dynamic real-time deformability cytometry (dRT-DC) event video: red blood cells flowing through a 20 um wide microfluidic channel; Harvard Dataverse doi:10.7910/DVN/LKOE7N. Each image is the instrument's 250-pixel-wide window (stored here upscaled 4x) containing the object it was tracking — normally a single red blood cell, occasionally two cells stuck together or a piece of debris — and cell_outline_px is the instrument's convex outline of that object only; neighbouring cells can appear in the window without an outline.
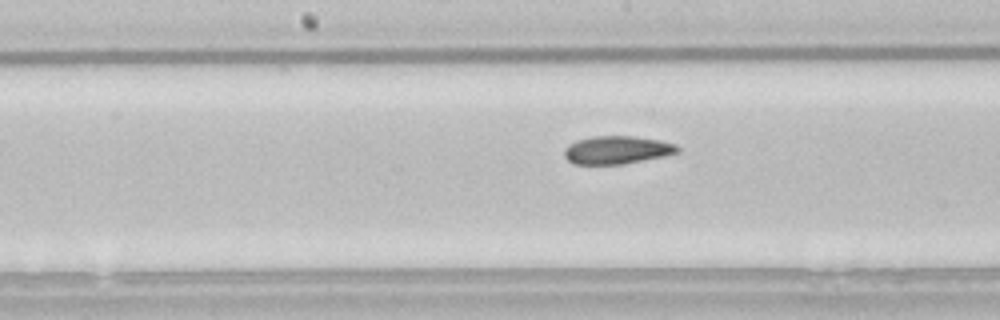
{"species": "common noctule bat (a hibernating species)", "species_latin": "Nyctalus noctula", "temperature_condition": "room temperature", "stored_images_in_passage": 25, "camera_frame_rate_fps": 3000, "um_per_image_px": 0.085, "animal": {"sex": "male", "body_mass_g": 21.5, "forearm_length_mm": 52.0}, "frame": {"image": 1, "passage_image": 22, "time_ms": 7.0, "image_size_px": [1000, 320], "cell_outline_px": [[680, 152], [664, 156], [624, 164], [572, 164], [564, 156], [564, 148], [568, 144], [576, 140], [592, 136], [632, 136], [660, 140], [676, 144], [680, 148]], "centroid_in_image_um": [52.43, 12.74], "position_along_channel_um": 195.8, "area_um2": 18.67}}